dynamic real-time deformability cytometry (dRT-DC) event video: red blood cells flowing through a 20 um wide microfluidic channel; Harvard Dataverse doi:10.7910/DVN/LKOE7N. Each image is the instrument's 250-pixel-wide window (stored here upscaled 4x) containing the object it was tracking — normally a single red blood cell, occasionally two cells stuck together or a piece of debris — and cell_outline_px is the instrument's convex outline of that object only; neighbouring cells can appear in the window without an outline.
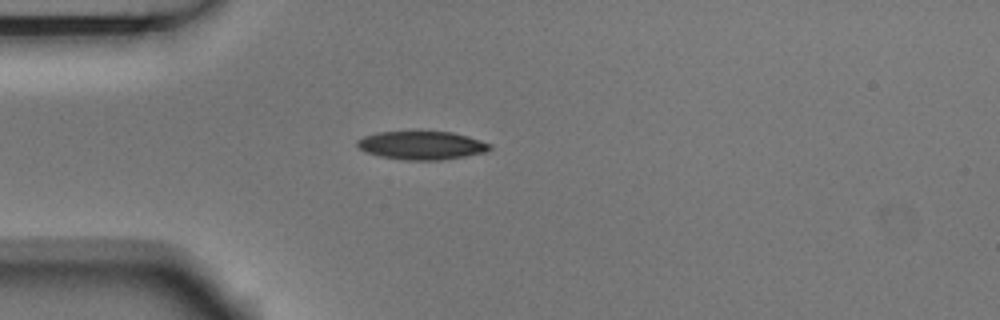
{"species": "Egyptian fruit bat (a non-hibernating species)", "species_latin": "Rousettus aegyptiacus", "temperature_condition": "room temperature", "stored_images_in_passage": 3, "camera_frame_rate_fps": 3000, "um_per_image_px": 0.085, "animal": {"sex": "male"}, "frame": {"image": 1, "passage_image": 2, "time_ms": 0.333, "image_size_px": [1000, 320], "cell_outline_px": [[492, 148], [488, 152], [440, 160], [408, 160], [380, 156], [364, 152], [356, 144], [356, 140], [364, 136], [376, 132], [452, 132], [468, 136], [492, 144]], "centroid_in_image_um": [35.86, 12.36], "position_along_channel_um": 49.1, "area_um2": 21.91}}